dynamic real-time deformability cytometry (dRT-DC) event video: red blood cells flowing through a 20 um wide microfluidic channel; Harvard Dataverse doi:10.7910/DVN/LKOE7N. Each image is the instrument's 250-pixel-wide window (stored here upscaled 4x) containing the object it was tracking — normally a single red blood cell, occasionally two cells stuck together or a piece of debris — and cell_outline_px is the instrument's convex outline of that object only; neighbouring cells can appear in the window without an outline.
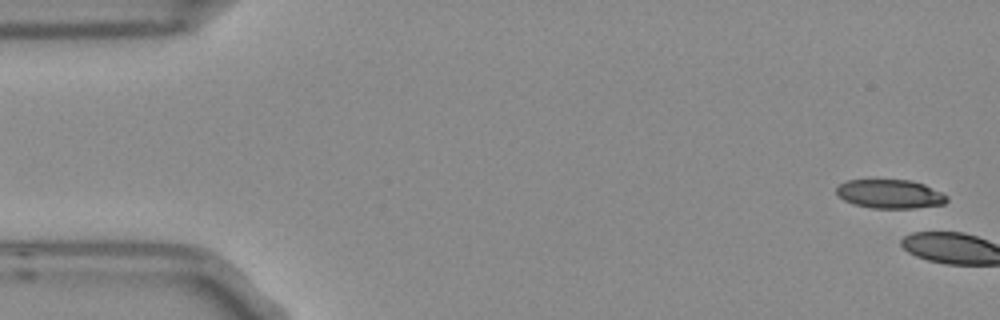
{"species": "Egyptian fruit bat (a non-hibernating species)", "species_latin": "Rousettus aegyptiacus", "temperature_condition": "room temperature", "stored_images_in_passage": 5, "camera_frame_rate_fps": 3000, "um_per_image_px": 0.085, "frame": {"image": 1, "passage_image": 1, "time_ms": 0.0, "image_size_px": [1000, 320], "cell_outline_px": [[948, 200], [944, 204], [912, 208], [872, 208], [852, 204], [836, 196], [836, 188], [840, 184], [848, 180], [912, 180], [924, 184], [948, 196]], "centroid_in_image_um": [75.62, 16.49], "position_along_channel_um": 9.4, "area_um2": 18.61}}
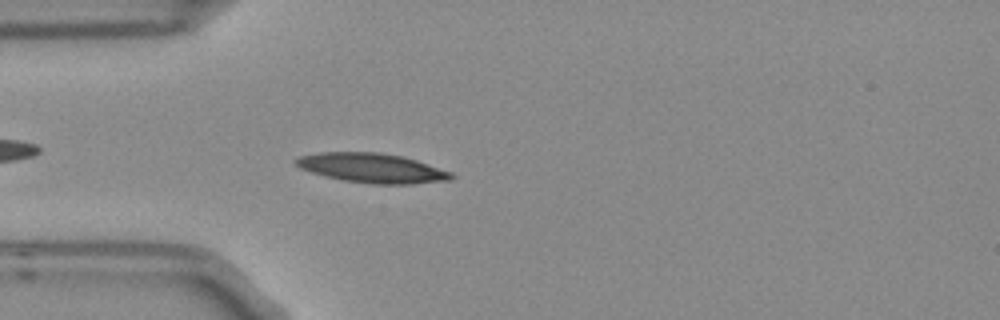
{"frame": {"image": 2, "passage_image": 5, "time_ms": 1.333, "image_size_px": [1000, 320], "cell_outline_px": [[456, 176], [452, 180], [412, 184], [372, 184], [344, 180], [324, 176], [300, 168], [292, 160], [300, 156], [320, 152], [380, 152], [404, 156], [452, 172]], "centroid_in_image_um": [31.65, 14.28], "position_along_channel_um": 53.3, "area_um2": 26.88}}